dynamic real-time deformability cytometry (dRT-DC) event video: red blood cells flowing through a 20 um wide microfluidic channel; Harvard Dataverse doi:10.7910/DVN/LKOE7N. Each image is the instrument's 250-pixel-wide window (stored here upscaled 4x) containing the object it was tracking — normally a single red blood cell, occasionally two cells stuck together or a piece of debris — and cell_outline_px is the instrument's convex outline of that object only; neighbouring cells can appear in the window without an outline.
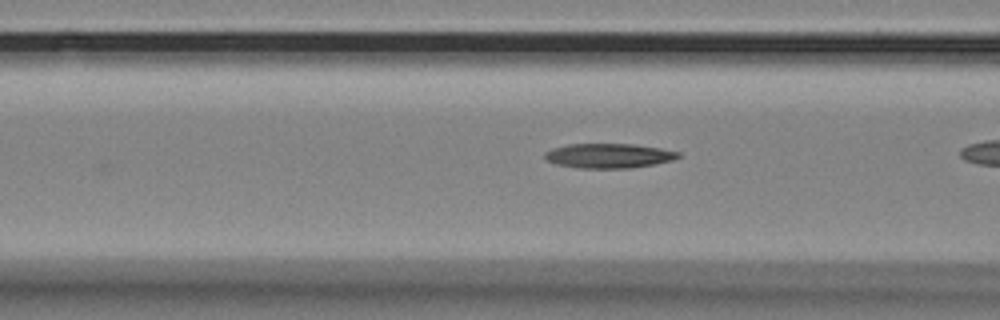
{"species": "Egyptian fruit bat (a non-hibernating species)", "species_latin": "Rousettus aegyptiacus", "temperature_condition": "room temperature", "stored_images_in_passage": 11, "camera_frame_rate_fps": 3000, "um_per_image_px": 0.085, "animal": {"sex": "female"}, "frame": {"image": 1, "passage_image": 8, "time_ms": 2.333, "image_size_px": [1000, 320], "cell_outline_px": [[680, 156], [672, 160], [652, 164], [628, 168], [576, 168], [556, 164], [548, 160], [544, 156], [544, 152], [552, 148], [568, 144], [632, 144], [660, 148], [680, 152]], "centroid_in_image_um": [51.71, 13.23], "position_along_channel_um": 114.9, "area_um2": 19.02}}